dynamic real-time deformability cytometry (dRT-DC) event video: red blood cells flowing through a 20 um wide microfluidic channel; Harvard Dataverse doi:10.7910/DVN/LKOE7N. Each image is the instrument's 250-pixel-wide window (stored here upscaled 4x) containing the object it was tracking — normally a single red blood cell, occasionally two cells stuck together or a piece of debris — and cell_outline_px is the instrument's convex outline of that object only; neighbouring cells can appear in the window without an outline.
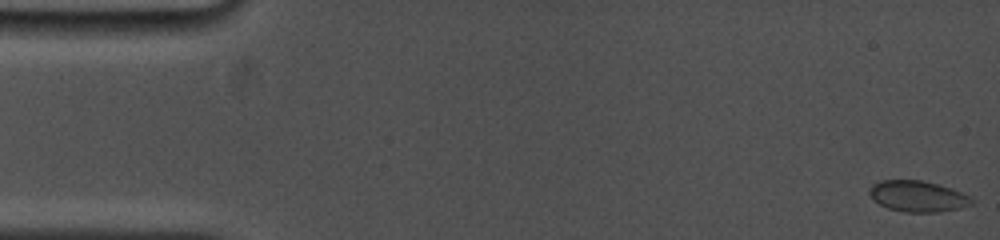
{"species": "common noctule bat (a hibernating species)", "species_latin": "Nyctalus noctula", "temperature_condition": "cold", "stored_images_in_passage": 103, "camera_frame_rate_fps": 5000, "um_per_image_px": 0.085, "animal": {"sex": "female", "body_mass_g": 19.0, "forearm_length_mm": 53.3}, "frame": {"image": 1, "passage_image": 1, "time_ms": 0.0, "image_size_px": [1000, 240], "cell_outline_px": [[976, 204], [960, 208], [940, 212], [904, 212], [888, 208], [872, 200], [868, 192], [868, 188], [872, 184], [880, 180], [920, 180], [952, 188], [968, 196]], "centroid_in_image_um": [77.98, 16.69], "position_along_channel_um": 7.0, "area_um2": 18.61}}
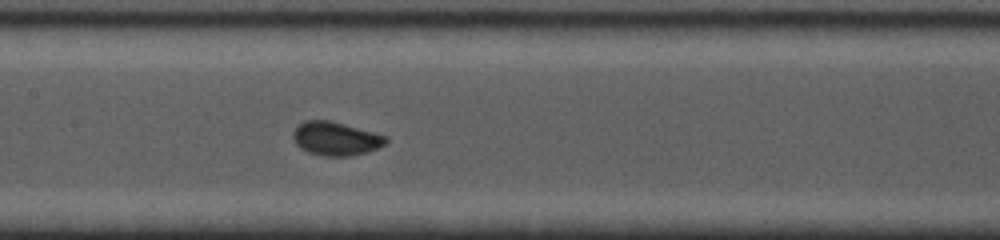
{"frame": {"image": 2, "passage_image": 53, "time_ms": 8.0, "image_size_px": [1000, 240], "cell_outline_px": [[388, 140], [380, 148], [368, 152], [352, 156], [320, 156], [308, 152], [300, 148], [296, 144], [292, 136], [292, 132], [304, 120], [332, 120], [388, 136]], "centroid_in_image_um": [28.55, 11.79], "position_along_channel_um": 178.8, "area_um2": 18.5}}
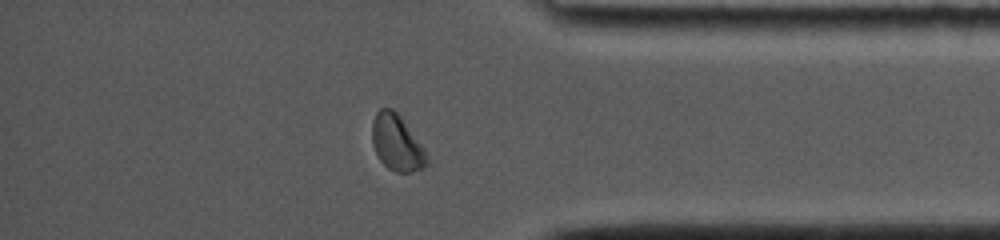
{"frame": {"image": 3, "passage_image": 93, "time_ms": 14.0, "image_size_px": [1000, 240], "cell_outline_px": [[428, 164], [424, 168], [412, 172], [396, 172], [388, 168], [380, 160], [372, 144], [372, 120], [376, 112], [380, 108], [392, 108], [400, 116], [424, 148], [428, 160]], "centroid_in_image_um": [33.72, 12.14], "position_along_channel_um": 401.5, "area_um2": 17.8}}